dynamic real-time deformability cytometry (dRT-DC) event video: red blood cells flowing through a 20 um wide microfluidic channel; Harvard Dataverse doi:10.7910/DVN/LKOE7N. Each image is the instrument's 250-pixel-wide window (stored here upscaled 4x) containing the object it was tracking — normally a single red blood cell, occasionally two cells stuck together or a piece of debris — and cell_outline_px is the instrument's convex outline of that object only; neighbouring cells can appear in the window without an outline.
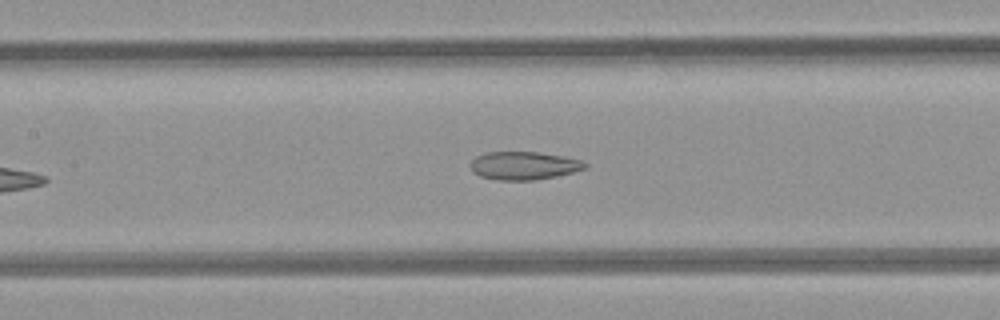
{"species": "common noctule bat (a hibernating species)", "species_latin": "Nyctalus noctula", "temperature_condition": "room temperature", "stored_images_in_passage": 7, "camera_frame_rate_fps": 3000, "um_per_image_px": 0.085, "animal": {"sex": "female", "body_mass_g": 21.9}, "frame": {"image": 1, "passage_image": 7, "time_ms": 8.0, "image_size_px": [1000, 320], "cell_outline_px": [[588, 168], [556, 176], [536, 180], [496, 180], [480, 176], [472, 172], [468, 164], [476, 156], [488, 152], [536, 152], [564, 156], [584, 160], [588, 164]], "centroid_in_image_um": [44.53, 14.08], "position_along_channel_um": 162.9, "area_um2": 19.02}}